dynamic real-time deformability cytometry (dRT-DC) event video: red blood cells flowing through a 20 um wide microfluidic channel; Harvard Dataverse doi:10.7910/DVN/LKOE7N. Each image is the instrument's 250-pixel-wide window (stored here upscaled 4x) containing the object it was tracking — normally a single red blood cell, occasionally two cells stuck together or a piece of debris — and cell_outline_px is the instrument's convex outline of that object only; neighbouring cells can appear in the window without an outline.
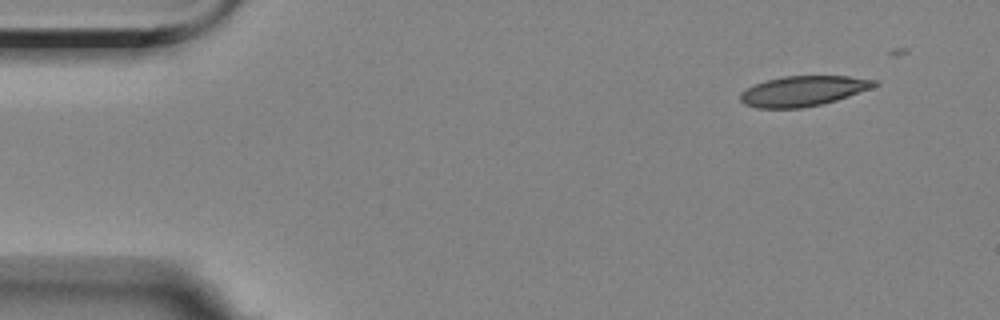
{"species": "Egyptian fruit bat (a non-hibernating species)", "species_latin": "Rousettus aegyptiacus", "temperature_condition": "room temperature", "stored_images_in_passage": 2, "segment_of_instrument_passage": [2, 2], "camera_frame_rate_fps": 3000, "um_per_image_px": 0.085, "animal": {"sex": "female"}, "frame": {"image": 1, "passage_image": 2, "time_ms": 2.333, "image_size_px": [1000, 320], "cell_outline_px": [[880, 84], [872, 88], [836, 100], [820, 104], [800, 108], [756, 108], [744, 104], [740, 100], [740, 92], [764, 80], [784, 76], [848, 76], [880, 80]], "centroid_in_image_um": [68.29, 7.72], "position_along_channel_um": 16.7, "area_um2": 23.64}}